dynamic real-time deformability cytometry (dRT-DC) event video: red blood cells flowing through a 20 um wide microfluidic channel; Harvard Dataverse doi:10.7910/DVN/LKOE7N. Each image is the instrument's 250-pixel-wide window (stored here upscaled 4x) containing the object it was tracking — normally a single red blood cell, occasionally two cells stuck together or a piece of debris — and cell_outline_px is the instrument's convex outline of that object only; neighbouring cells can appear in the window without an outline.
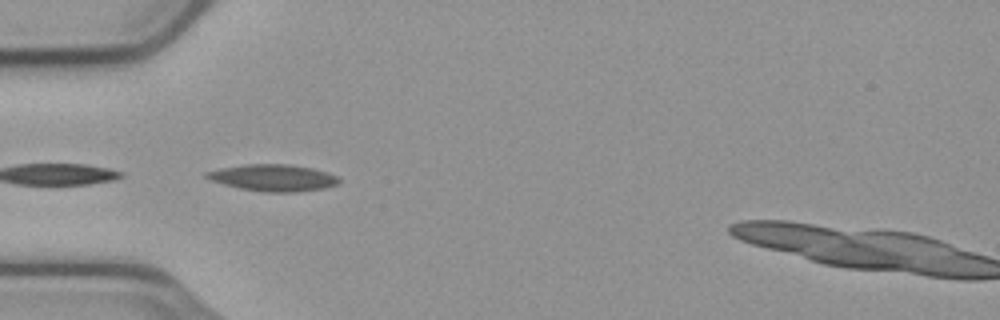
{"species": "common noctule bat (a hibernating species)", "species_latin": "Nyctalus noctula", "temperature_condition": "cold", "stored_images_in_passage": 22, "camera_frame_rate_fps": 3000, "um_per_image_px": 0.085, "animal": {"sex": "male", "body_mass_g": 23.1, "forearm_length_mm": 52.7}, "frame": {"image": 1, "passage_image": 16, "time_ms": 5.0, "image_size_px": [1000, 320], "cell_outline_px": [[336, 180], [332, 184], [312, 188], [252, 188], [232, 184], [220, 180], [212, 176], [216, 172], [236, 168], [304, 168], [328, 176]], "centroid_in_image_um": [23.31, 15.12], "position_along_channel_um": 61.7, "area_um2": 14.33}}